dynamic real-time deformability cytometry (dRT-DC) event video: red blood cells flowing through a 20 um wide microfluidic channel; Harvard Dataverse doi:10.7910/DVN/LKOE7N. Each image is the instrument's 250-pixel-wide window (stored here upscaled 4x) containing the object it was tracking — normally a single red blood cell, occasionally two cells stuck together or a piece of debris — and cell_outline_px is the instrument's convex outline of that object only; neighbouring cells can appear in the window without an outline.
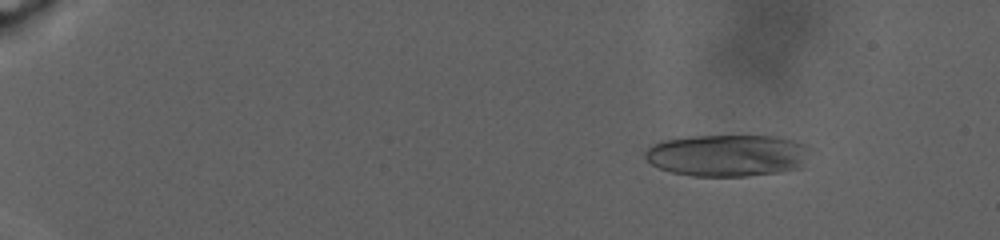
{"species": "human", "species_latin": "Homo sapiens", "temperature_condition": "warm", "stored_images_in_passage": 58, "camera_frame_rate_fps": 3000, "um_per_image_px": 0.085, "donor": {"sex": "male"}, "frame": {"image": 1, "passage_image": 9, "time_ms": 4.333, "image_size_px": [1000, 240], "cell_outline_px": [[812, 148], [800, 168], [776, 172], [748, 176], [692, 176], [672, 172], [660, 168], [652, 164], [644, 156], [644, 152], [652, 144], [660, 140], [692, 136], [776, 136], [808, 144]], "centroid_in_image_um": [61.84, 13.2], "position_along_channel_um": 23.2, "area_um2": 40.52}}
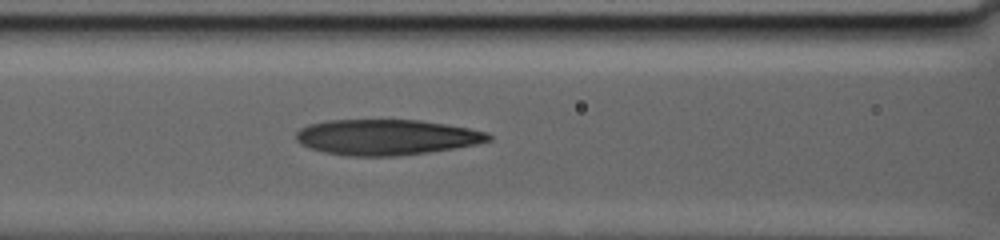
{"frame": {"image": 2, "passage_image": 36, "time_ms": 16.0, "image_size_px": [1000, 240], "cell_outline_px": [[492, 140], [476, 144], [428, 152], [396, 156], [344, 156], [324, 152], [308, 148], [300, 144], [296, 140], [296, 132], [300, 128], [308, 124], [328, 120], [420, 120], [468, 128], [488, 132], [492, 136]], "centroid_in_image_um": [32.8, 11.66], "position_along_channel_um": 133.8, "area_um2": 40.0}}
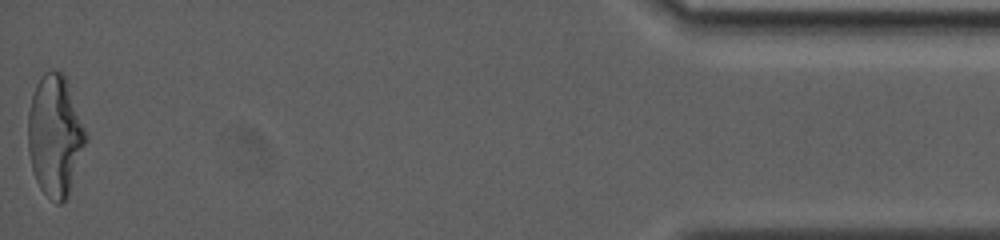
{"frame": {"image": 3, "passage_image": 58, "time_ms": 32.667, "image_size_px": [1000, 240], "cell_outline_px": [[88, 140], [68, 196], [60, 204], [56, 204], [40, 188], [36, 180], [32, 168], [28, 152], [28, 112], [32, 96], [36, 84], [40, 76], [44, 72], [60, 72], [64, 76], [88, 136]], "centroid_in_image_um": [4.67, 11.58], "position_along_channel_um": 430.5, "area_um2": 40.46}, "authors_computed_cell_mechanics": {"area_um2": 40.4889, "velocity_mm_per_s": 2.2165, "shape_relaxation_time_tau1_ms": null, "shape_relaxation_time_tau2_ms": 3.4151, "deformation_change_tau1": null, "deformation_change_tau2": 0.1268}}